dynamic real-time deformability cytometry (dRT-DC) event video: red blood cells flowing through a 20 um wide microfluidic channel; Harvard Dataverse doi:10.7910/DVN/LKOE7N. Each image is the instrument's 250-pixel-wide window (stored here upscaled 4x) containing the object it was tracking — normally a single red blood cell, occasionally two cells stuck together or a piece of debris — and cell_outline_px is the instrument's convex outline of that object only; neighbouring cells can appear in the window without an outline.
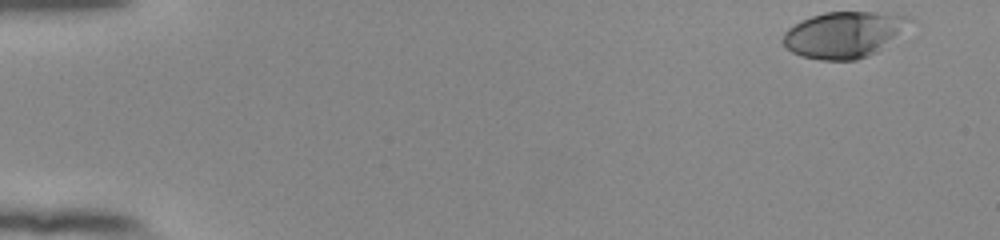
{"species": "human", "species_latin": "Homo sapiens", "temperature_condition": "room temperature", "stored_images_in_passage": 52, "camera_frame_rate_fps": 3000, "um_per_image_px": 0.085, "donor": {"sex": "female"}, "frame": {"image": 1, "passage_image": 1, "time_ms": 0.0, "image_size_px": [1000, 240], "cell_outline_px": [[912, 20], [876, 52], [868, 56], [856, 60], [820, 60], [800, 56], [792, 52], [784, 44], [784, 32], [788, 28], [800, 20], [824, 12], [872, 12], [908, 16]], "centroid_in_image_um": [71.65, 2.95], "position_along_channel_um": 13.4, "area_um2": 33.35}}
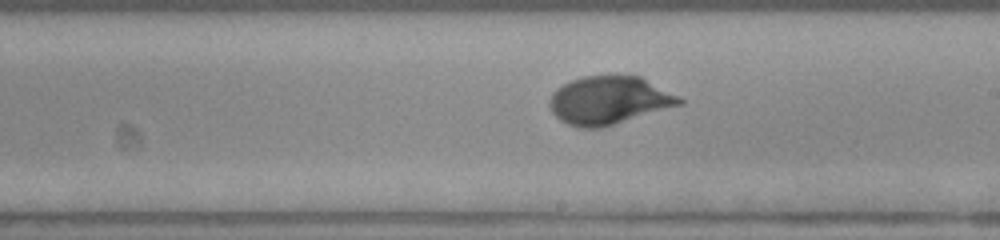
{"frame": {"image": 2, "passage_image": 30, "time_ms": 9.667, "image_size_px": [1000, 240], "cell_outline_px": [[684, 104], [600, 128], [580, 128], [568, 124], [560, 120], [552, 112], [548, 104], [548, 100], [552, 92], [556, 88], [572, 80], [584, 76], [640, 76], [680, 96], [684, 100]], "centroid_in_image_um": [51.77, 8.53], "position_along_channel_um": 237.2, "area_um2": 36.41}}
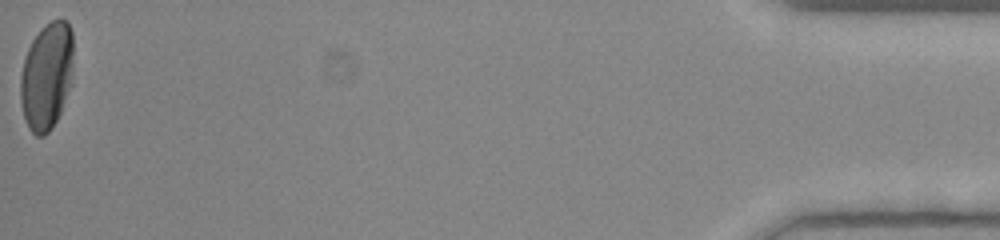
{"frame": {"image": 3, "passage_image": 52, "time_ms": 17.0, "image_size_px": [1000, 240], "cell_outline_px": [[72, 84], [60, 112], [52, 128], [44, 136], [36, 136], [28, 128], [24, 116], [20, 100], [20, 76], [24, 60], [28, 48], [32, 40], [52, 20], [64, 20], [68, 24], [72, 32]], "centroid_in_image_um": [3.96, 6.52], "position_along_channel_um": 431.2, "area_um2": 32.89}, "authors_computed_cell_mechanics": {"area_um2": 34.102, "velocity_mm_per_s": 3.8587, "shape_relaxation_time_tau1_ms": 5.354, "shape_relaxation_time_tau2_ms": null, "deformation_change_tau1": 0.21, "deformation_change_tau2": null}}